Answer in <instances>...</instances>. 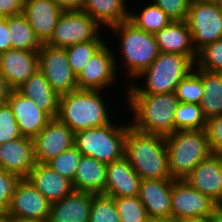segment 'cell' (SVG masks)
I'll use <instances>...</instances> for the list:
<instances>
[{"label": "cell", "instance_id": "obj_1", "mask_svg": "<svg viewBox=\"0 0 222 222\" xmlns=\"http://www.w3.org/2000/svg\"><path fill=\"white\" fill-rule=\"evenodd\" d=\"M108 32V42L110 44L116 42L115 47L113 46L114 44L111 45L116 71L120 79L124 80L122 81L124 85L120 83L119 85H121V87L119 89L117 88L116 92H123L122 89L131 84L138 75H140L153 63V61L158 57L159 49L155 34L141 30L129 20L122 21L121 23L109 28ZM114 39L116 41H114ZM113 47L117 48L114 49ZM121 77H124V79Z\"/></svg>", "mask_w": 222, "mask_h": 222}, {"label": "cell", "instance_id": "obj_2", "mask_svg": "<svg viewBox=\"0 0 222 222\" xmlns=\"http://www.w3.org/2000/svg\"><path fill=\"white\" fill-rule=\"evenodd\" d=\"M108 93L110 94V92L102 90L77 89L61 95L59 96L57 118L74 133L110 124L115 119L113 116L117 112L113 108H116L115 106L119 102L112 99L109 102L108 100L112 97ZM106 96L108 97L106 98ZM112 101L114 104L111 103ZM108 104L115 106L111 107L112 105Z\"/></svg>", "mask_w": 222, "mask_h": 222}, {"label": "cell", "instance_id": "obj_3", "mask_svg": "<svg viewBox=\"0 0 222 222\" xmlns=\"http://www.w3.org/2000/svg\"><path fill=\"white\" fill-rule=\"evenodd\" d=\"M130 125L138 131L168 136L175 132V114L180 103L175 92L125 94Z\"/></svg>", "mask_w": 222, "mask_h": 222}, {"label": "cell", "instance_id": "obj_4", "mask_svg": "<svg viewBox=\"0 0 222 222\" xmlns=\"http://www.w3.org/2000/svg\"><path fill=\"white\" fill-rule=\"evenodd\" d=\"M124 157L143 179L174 180L170 175L165 137L128 127Z\"/></svg>", "mask_w": 222, "mask_h": 222}, {"label": "cell", "instance_id": "obj_5", "mask_svg": "<svg viewBox=\"0 0 222 222\" xmlns=\"http://www.w3.org/2000/svg\"><path fill=\"white\" fill-rule=\"evenodd\" d=\"M194 66L195 64L187 56L159 52L153 63L131 84L127 85L123 93L165 94L175 92L176 86L194 69Z\"/></svg>", "mask_w": 222, "mask_h": 222}, {"label": "cell", "instance_id": "obj_6", "mask_svg": "<svg viewBox=\"0 0 222 222\" xmlns=\"http://www.w3.org/2000/svg\"><path fill=\"white\" fill-rule=\"evenodd\" d=\"M114 117L116 118L110 124L74 133V146L82 155L93 157L105 164L124 157L125 138L130 122L124 115H119V120L117 116ZM124 117L125 121H128L125 122Z\"/></svg>", "mask_w": 222, "mask_h": 222}, {"label": "cell", "instance_id": "obj_7", "mask_svg": "<svg viewBox=\"0 0 222 222\" xmlns=\"http://www.w3.org/2000/svg\"><path fill=\"white\" fill-rule=\"evenodd\" d=\"M172 179L185 180L191 171L211 154L204 129L175 131L165 137Z\"/></svg>", "mask_w": 222, "mask_h": 222}, {"label": "cell", "instance_id": "obj_8", "mask_svg": "<svg viewBox=\"0 0 222 222\" xmlns=\"http://www.w3.org/2000/svg\"><path fill=\"white\" fill-rule=\"evenodd\" d=\"M105 31L89 14L82 10H67L60 15L54 33L46 43L49 46L67 48L92 41Z\"/></svg>", "mask_w": 222, "mask_h": 222}, {"label": "cell", "instance_id": "obj_9", "mask_svg": "<svg viewBox=\"0 0 222 222\" xmlns=\"http://www.w3.org/2000/svg\"><path fill=\"white\" fill-rule=\"evenodd\" d=\"M185 21L196 52L222 38V12L213 0H191Z\"/></svg>", "mask_w": 222, "mask_h": 222}, {"label": "cell", "instance_id": "obj_10", "mask_svg": "<svg viewBox=\"0 0 222 222\" xmlns=\"http://www.w3.org/2000/svg\"><path fill=\"white\" fill-rule=\"evenodd\" d=\"M119 79L120 77L115 67L113 50L109 42H106L87 61L83 69L76 76L78 89L102 90L107 92L117 88V84L122 81Z\"/></svg>", "mask_w": 222, "mask_h": 222}, {"label": "cell", "instance_id": "obj_11", "mask_svg": "<svg viewBox=\"0 0 222 222\" xmlns=\"http://www.w3.org/2000/svg\"><path fill=\"white\" fill-rule=\"evenodd\" d=\"M38 58L39 70L59 96L78 89L76 75L71 70L65 48L44 43L38 51Z\"/></svg>", "mask_w": 222, "mask_h": 222}, {"label": "cell", "instance_id": "obj_12", "mask_svg": "<svg viewBox=\"0 0 222 222\" xmlns=\"http://www.w3.org/2000/svg\"><path fill=\"white\" fill-rule=\"evenodd\" d=\"M217 204L208 196L194 189L185 180H173L171 190L172 220L214 214Z\"/></svg>", "mask_w": 222, "mask_h": 222}, {"label": "cell", "instance_id": "obj_13", "mask_svg": "<svg viewBox=\"0 0 222 222\" xmlns=\"http://www.w3.org/2000/svg\"><path fill=\"white\" fill-rule=\"evenodd\" d=\"M32 140L36 163L46 164L74 145V132L56 117Z\"/></svg>", "mask_w": 222, "mask_h": 222}, {"label": "cell", "instance_id": "obj_14", "mask_svg": "<svg viewBox=\"0 0 222 222\" xmlns=\"http://www.w3.org/2000/svg\"><path fill=\"white\" fill-rule=\"evenodd\" d=\"M51 202L26 178L16 185L7 211L11 217L47 222Z\"/></svg>", "mask_w": 222, "mask_h": 222}, {"label": "cell", "instance_id": "obj_15", "mask_svg": "<svg viewBox=\"0 0 222 222\" xmlns=\"http://www.w3.org/2000/svg\"><path fill=\"white\" fill-rule=\"evenodd\" d=\"M7 103L12 108L22 136L33 138L52 119L33 100L23 95L18 89L10 91Z\"/></svg>", "mask_w": 222, "mask_h": 222}, {"label": "cell", "instance_id": "obj_16", "mask_svg": "<svg viewBox=\"0 0 222 222\" xmlns=\"http://www.w3.org/2000/svg\"><path fill=\"white\" fill-rule=\"evenodd\" d=\"M173 180L143 179L138 197L150 220H171V190Z\"/></svg>", "mask_w": 222, "mask_h": 222}, {"label": "cell", "instance_id": "obj_17", "mask_svg": "<svg viewBox=\"0 0 222 222\" xmlns=\"http://www.w3.org/2000/svg\"><path fill=\"white\" fill-rule=\"evenodd\" d=\"M194 189L222 205V156L211 154L185 178Z\"/></svg>", "mask_w": 222, "mask_h": 222}, {"label": "cell", "instance_id": "obj_18", "mask_svg": "<svg viewBox=\"0 0 222 222\" xmlns=\"http://www.w3.org/2000/svg\"><path fill=\"white\" fill-rule=\"evenodd\" d=\"M38 69V52L10 49L0 54V72L11 90L18 89Z\"/></svg>", "mask_w": 222, "mask_h": 222}, {"label": "cell", "instance_id": "obj_19", "mask_svg": "<svg viewBox=\"0 0 222 222\" xmlns=\"http://www.w3.org/2000/svg\"><path fill=\"white\" fill-rule=\"evenodd\" d=\"M36 164L33 140L21 136L0 144V170L27 178Z\"/></svg>", "mask_w": 222, "mask_h": 222}, {"label": "cell", "instance_id": "obj_20", "mask_svg": "<svg viewBox=\"0 0 222 222\" xmlns=\"http://www.w3.org/2000/svg\"><path fill=\"white\" fill-rule=\"evenodd\" d=\"M63 11L53 0H24L23 14L43 44L52 37Z\"/></svg>", "mask_w": 222, "mask_h": 222}, {"label": "cell", "instance_id": "obj_21", "mask_svg": "<svg viewBox=\"0 0 222 222\" xmlns=\"http://www.w3.org/2000/svg\"><path fill=\"white\" fill-rule=\"evenodd\" d=\"M142 179L123 157L107 164L105 195L116 198L138 196Z\"/></svg>", "mask_w": 222, "mask_h": 222}, {"label": "cell", "instance_id": "obj_22", "mask_svg": "<svg viewBox=\"0 0 222 222\" xmlns=\"http://www.w3.org/2000/svg\"><path fill=\"white\" fill-rule=\"evenodd\" d=\"M155 38L159 52L181 54L187 56L195 64L197 52L185 20H172L155 34Z\"/></svg>", "mask_w": 222, "mask_h": 222}, {"label": "cell", "instance_id": "obj_23", "mask_svg": "<svg viewBox=\"0 0 222 222\" xmlns=\"http://www.w3.org/2000/svg\"><path fill=\"white\" fill-rule=\"evenodd\" d=\"M94 195L73 191L59 201L51 203L47 222H89Z\"/></svg>", "mask_w": 222, "mask_h": 222}, {"label": "cell", "instance_id": "obj_24", "mask_svg": "<svg viewBox=\"0 0 222 222\" xmlns=\"http://www.w3.org/2000/svg\"><path fill=\"white\" fill-rule=\"evenodd\" d=\"M26 179L51 203L59 201L74 191L69 179L46 164L36 163Z\"/></svg>", "mask_w": 222, "mask_h": 222}, {"label": "cell", "instance_id": "obj_25", "mask_svg": "<svg viewBox=\"0 0 222 222\" xmlns=\"http://www.w3.org/2000/svg\"><path fill=\"white\" fill-rule=\"evenodd\" d=\"M107 164L82 155L72 181L74 191L88 192L95 195H105Z\"/></svg>", "mask_w": 222, "mask_h": 222}, {"label": "cell", "instance_id": "obj_26", "mask_svg": "<svg viewBox=\"0 0 222 222\" xmlns=\"http://www.w3.org/2000/svg\"><path fill=\"white\" fill-rule=\"evenodd\" d=\"M18 90L51 118L58 115L59 95L52 89L44 74L38 69Z\"/></svg>", "mask_w": 222, "mask_h": 222}, {"label": "cell", "instance_id": "obj_27", "mask_svg": "<svg viewBox=\"0 0 222 222\" xmlns=\"http://www.w3.org/2000/svg\"><path fill=\"white\" fill-rule=\"evenodd\" d=\"M129 1L84 0L82 11L89 14L105 31H107L108 28L128 20L129 9L131 8ZM128 5H130V7Z\"/></svg>", "mask_w": 222, "mask_h": 222}, {"label": "cell", "instance_id": "obj_28", "mask_svg": "<svg viewBox=\"0 0 222 222\" xmlns=\"http://www.w3.org/2000/svg\"><path fill=\"white\" fill-rule=\"evenodd\" d=\"M148 1H146L144 5H137V7H135L136 4L141 3L140 0L135 4L131 0L130 2L134 5L133 8L136 9H129L128 20L141 30L156 34L166 27L172 19L159 6L153 4L150 0Z\"/></svg>", "mask_w": 222, "mask_h": 222}, {"label": "cell", "instance_id": "obj_29", "mask_svg": "<svg viewBox=\"0 0 222 222\" xmlns=\"http://www.w3.org/2000/svg\"><path fill=\"white\" fill-rule=\"evenodd\" d=\"M203 95L200 102L206 119L222 115V73L202 70Z\"/></svg>", "mask_w": 222, "mask_h": 222}, {"label": "cell", "instance_id": "obj_30", "mask_svg": "<svg viewBox=\"0 0 222 222\" xmlns=\"http://www.w3.org/2000/svg\"><path fill=\"white\" fill-rule=\"evenodd\" d=\"M7 25L11 34V49L35 52L41 49L43 43L36 36L23 13L7 17Z\"/></svg>", "mask_w": 222, "mask_h": 222}, {"label": "cell", "instance_id": "obj_31", "mask_svg": "<svg viewBox=\"0 0 222 222\" xmlns=\"http://www.w3.org/2000/svg\"><path fill=\"white\" fill-rule=\"evenodd\" d=\"M107 33H101L96 39L78 43L65 48L72 72L77 76L87 61L107 42ZM104 35V36H103Z\"/></svg>", "mask_w": 222, "mask_h": 222}, {"label": "cell", "instance_id": "obj_32", "mask_svg": "<svg viewBox=\"0 0 222 222\" xmlns=\"http://www.w3.org/2000/svg\"><path fill=\"white\" fill-rule=\"evenodd\" d=\"M175 112V131L205 129L206 118L200 105L180 102Z\"/></svg>", "mask_w": 222, "mask_h": 222}, {"label": "cell", "instance_id": "obj_33", "mask_svg": "<svg viewBox=\"0 0 222 222\" xmlns=\"http://www.w3.org/2000/svg\"><path fill=\"white\" fill-rule=\"evenodd\" d=\"M175 94L179 102L200 105L203 95L202 70L194 66V69L176 86Z\"/></svg>", "mask_w": 222, "mask_h": 222}, {"label": "cell", "instance_id": "obj_34", "mask_svg": "<svg viewBox=\"0 0 222 222\" xmlns=\"http://www.w3.org/2000/svg\"><path fill=\"white\" fill-rule=\"evenodd\" d=\"M121 222H149L146 209L138 196L113 198Z\"/></svg>", "mask_w": 222, "mask_h": 222}, {"label": "cell", "instance_id": "obj_35", "mask_svg": "<svg viewBox=\"0 0 222 222\" xmlns=\"http://www.w3.org/2000/svg\"><path fill=\"white\" fill-rule=\"evenodd\" d=\"M195 67L208 72L222 73V38L207 44L197 52Z\"/></svg>", "mask_w": 222, "mask_h": 222}, {"label": "cell", "instance_id": "obj_36", "mask_svg": "<svg viewBox=\"0 0 222 222\" xmlns=\"http://www.w3.org/2000/svg\"><path fill=\"white\" fill-rule=\"evenodd\" d=\"M81 157L82 153L73 145L59 156L51 159L46 165L72 182Z\"/></svg>", "mask_w": 222, "mask_h": 222}, {"label": "cell", "instance_id": "obj_37", "mask_svg": "<svg viewBox=\"0 0 222 222\" xmlns=\"http://www.w3.org/2000/svg\"><path fill=\"white\" fill-rule=\"evenodd\" d=\"M89 222H121L113 197L93 196Z\"/></svg>", "mask_w": 222, "mask_h": 222}, {"label": "cell", "instance_id": "obj_38", "mask_svg": "<svg viewBox=\"0 0 222 222\" xmlns=\"http://www.w3.org/2000/svg\"><path fill=\"white\" fill-rule=\"evenodd\" d=\"M21 136L12 108L8 103L0 105V144Z\"/></svg>", "mask_w": 222, "mask_h": 222}, {"label": "cell", "instance_id": "obj_39", "mask_svg": "<svg viewBox=\"0 0 222 222\" xmlns=\"http://www.w3.org/2000/svg\"><path fill=\"white\" fill-rule=\"evenodd\" d=\"M20 180L18 175L0 170V215L7 213L12 195Z\"/></svg>", "mask_w": 222, "mask_h": 222}, {"label": "cell", "instance_id": "obj_40", "mask_svg": "<svg viewBox=\"0 0 222 222\" xmlns=\"http://www.w3.org/2000/svg\"><path fill=\"white\" fill-rule=\"evenodd\" d=\"M204 130L212 154L222 156V115L206 119Z\"/></svg>", "mask_w": 222, "mask_h": 222}, {"label": "cell", "instance_id": "obj_41", "mask_svg": "<svg viewBox=\"0 0 222 222\" xmlns=\"http://www.w3.org/2000/svg\"><path fill=\"white\" fill-rule=\"evenodd\" d=\"M172 20H186L191 0H150Z\"/></svg>", "mask_w": 222, "mask_h": 222}, {"label": "cell", "instance_id": "obj_42", "mask_svg": "<svg viewBox=\"0 0 222 222\" xmlns=\"http://www.w3.org/2000/svg\"><path fill=\"white\" fill-rule=\"evenodd\" d=\"M24 12V0H0V17L20 15Z\"/></svg>", "mask_w": 222, "mask_h": 222}, {"label": "cell", "instance_id": "obj_43", "mask_svg": "<svg viewBox=\"0 0 222 222\" xmlns=\"http://www.w3.org/2000/svg\"><path fill=\"white\" fill-rule=\"evenodd\" d=\"M11 49V34L7 25V18L0 17V54Z\"/></svg>", "mask_w": 222, "mask_h": 222}, {"label": "cell", "instance_id": "obj_44", "mask_svg": "<svg viewBox=\"0 0 222 222\" xmlns=\"http://www.w3.org/2000/svg\"><path fill=\"white\" fill-rule=\"evenodd\" d=\"M56 2L64 11L67 10H82L84 0H53Z\"/></svg>", "mask_w": 222, "mask_h": 222}, {"label": "cell", "instance_id": "obj_45", "mask_svg": "<svg viewBox=\"0 0 222 222\" xmlns=\"http://www.w3.org/2000/svg\"><path fill=\"white\" fill-rule=\"evenodd\" d=\"M11 89L8 87L7 82L0 72V105L7 103Z\"/></svg>", "mask_w": 222, "mask_h": 222}, {"label": "cell", "instance_id": "obj_46", "mask_svg": "<svg viewBox=\"0 0 222 222\" xmlns=\"http://www.w3.org/2000/svg\"><path fill=\"white\" fill-rule=\"evenodd\" d=\"M179 222H215V211L212 215L202 216V217H192L185 218Z\"/></svg>", "mask_w": 222, "mask_h": 222}, {"label": "cell", "instance_id": "obj_47", "mask_svg": "<svg viewBox=\"0 0 222 222\" xmlns=\"http://www.w3.org/2000/svg\"><path fill=\"white\" fill-rule=\"evenodd\" d=\"M215 222H222V205H217L215 209Z\"/></svg>", "mask_w": 222, "mask_h": 222}, {"label": "cell", "instance_id": "obj_48", "mask_svg": "<svg viewBox=\"0 0 222 222\" xmlns=\"http://www.w3.org/2000/svg\"><path fill=\"white\" fill-rule=\"evenodd\" d=\"M11 222H38L36 220H29V219H20L16 217H11Z\"/></svg>", "mask_w": 222, "mask_h": 222}, {"label": "cell", "instance_id": "obj_49", "mask_svg": "<svg viewBox=\"0 0 222 222\" xmlns=\"http://www.w3.org/2000/svg\"><path fill=\"white\" fill-rule=\"evenodd\" d=\"M0 222H11V216L7 213L0 215Z\"/></svg>", "mask_w": 222, "mask_h": 222}, {"label": "cell", "instance_id": "obj_50", "mask_svg": "<svg viewBox=\"0 0 222 222\" xmlns=\"http://www.w3.org/2000/svg\"><path fill=\"white\" fill-rule=\"evenodd\" d=\"M213 1L216 3L220 11L222 12V0H213Z\"/></svg>", "mask_w": 222, "mask_h": 222}, {"label": "cell", "instance_id": "obj_51", "mask_svg": "<svg viewBox=\"0 0 222 222\" xmlns=\"http://www.w3.org/2000/svg\"><path fill=\"white\" fill-rule=\"evenodd\" d=\"M149 222H177V221H175V220H161V219H159V220H150Z\"/></svg>", "mask_w": 222, "mask_h": 222}]
</instances>
